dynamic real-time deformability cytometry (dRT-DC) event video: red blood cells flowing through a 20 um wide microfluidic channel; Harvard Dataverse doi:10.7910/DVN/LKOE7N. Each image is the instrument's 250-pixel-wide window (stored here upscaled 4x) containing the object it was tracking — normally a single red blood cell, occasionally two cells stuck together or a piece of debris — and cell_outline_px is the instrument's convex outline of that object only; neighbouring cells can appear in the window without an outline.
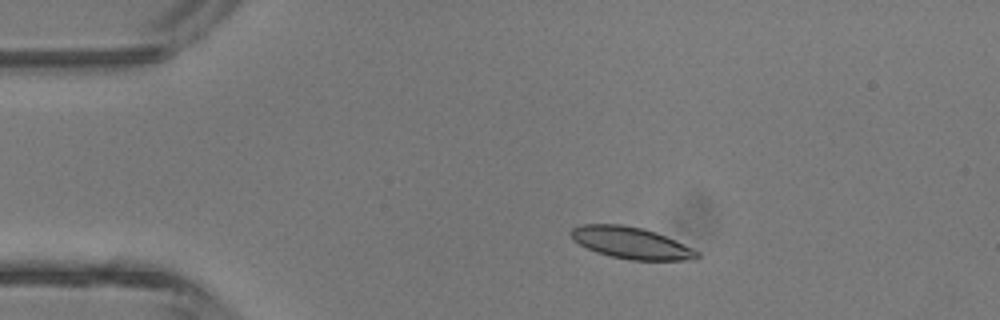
{"species": "common noctule bat (a hibernating species)", "species_latin": "Nyctalus noctula", "temperature_condition": "room temperature", "stored_images_in_passage": 3, "camera_frame_rate_fps": 3000, "um_per_image_px": 0.085, "animal": {"sex": "male", "body_mass_g": 13.3}, "frame": {"image": 1, "passage_image": 2, "time_ms": 1.333, "image_size_px": [1000, 320], "cell_outline_px": [[700, 256], [696, 260], [628, 260], [596, 252], [572, 240], [568, 232], [572, 228], [584, 224], [620, 224], [644, 228], [656, 232], [692, 248], [700, 252]], "centroid_in_image_um": [53.64, 20.64], "position_along_channel_um": 31.4, "area_um2": 23.35}}